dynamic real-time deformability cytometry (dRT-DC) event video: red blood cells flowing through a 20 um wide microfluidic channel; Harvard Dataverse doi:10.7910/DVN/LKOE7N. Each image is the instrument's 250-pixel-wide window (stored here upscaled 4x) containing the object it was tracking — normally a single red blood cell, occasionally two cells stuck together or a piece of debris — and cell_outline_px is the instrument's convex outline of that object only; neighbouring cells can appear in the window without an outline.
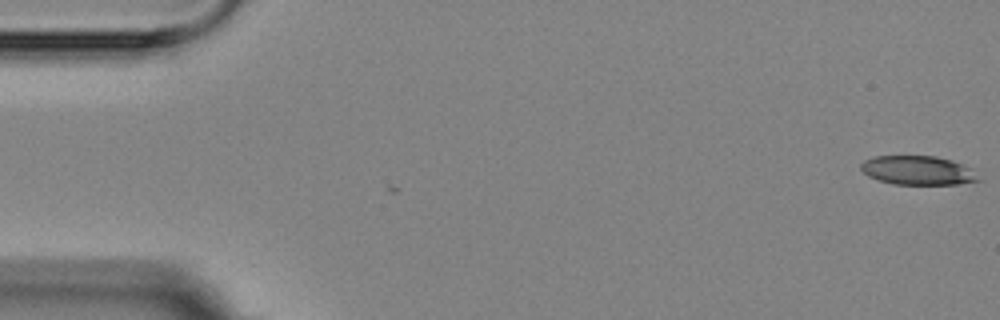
{"species": "Egyptian fruit bat (a non-hibernating species)", "species_latin": "Rousettus aegyptiacus", "temperature_condition": "room temperature", "stored_images_in_passage": 2, "camera_frame_rate_fps": 3000, "um_per_image_px": 0.085, "animal": {"sex": "female"}, "frame": {"image": 1, "passage_image": 2, "time_ms": 1.0, "image_size_px": [1000, 320], "cell_outline_px": [[980, 180], [956, 184], [892, 184], [868, 176], [860, 168], [860, 164], [864, 160], [872, 156], [936, 156], [952, 160], [968, 168]], "centroid_in_image_um": [77.93, 14.47], "position_along_channel_um": 7.1, "area_um2": 19.54}}